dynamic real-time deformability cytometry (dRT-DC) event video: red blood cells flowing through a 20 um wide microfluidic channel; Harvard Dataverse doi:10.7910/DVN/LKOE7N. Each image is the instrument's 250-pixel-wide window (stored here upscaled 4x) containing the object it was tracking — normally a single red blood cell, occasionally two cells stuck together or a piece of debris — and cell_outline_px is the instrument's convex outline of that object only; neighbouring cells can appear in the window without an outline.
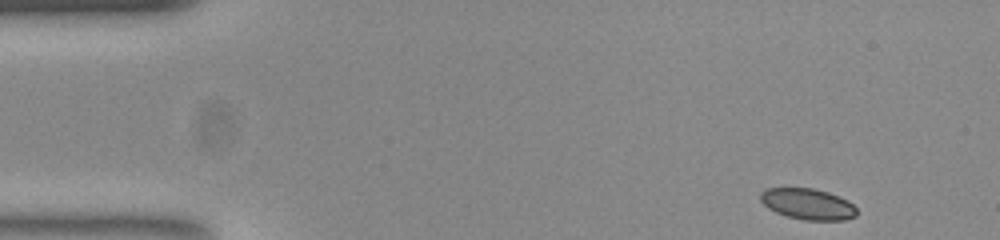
{"species": "common noctule bat (a hibernating species)", "species_latin": "Nyctalus noctula", "temperature_condition": "room temperature", "stored_images_in_passage": 12, "camera_frame_rate_fps": 3000, "um_per_image_px": 0.085, "animal": {"sex": "female", "body_mass_g": 23.0, "forearm_length_mm": 53.4}, "frame": {"image": 1, "passage_image": 1, "time_ms": 0.0, "image_size_px": [1000, 240], "cell_outline_px": [[856, 216], [844, 220], [804, 220], [788, 216], [776, 212], [768, 208], [760, 200], [760, 192], [764, 188], [812, 188], [828, 192], [848, 200], [856, 208]], "centroid_in_image_um": [68.65, 17.33], "position_along_channel_um": 16.4, "area_um2": 17.4}}
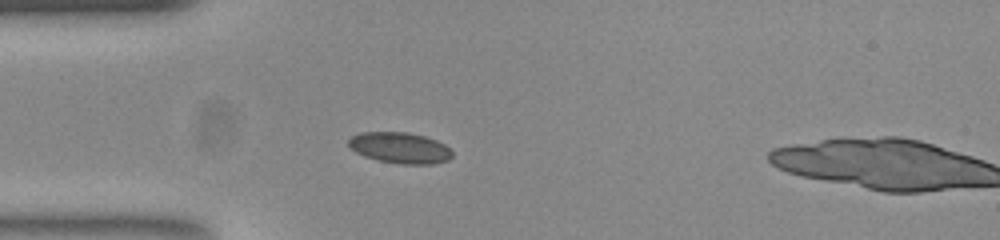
{"frame": {"image": 2, "passage_image": 11, "time_ms": 3.333, "image_size_px": [1000, 240], "cell_outline_px": [[452, 156], [448, 160], [432, 164], [404, 164], [380, 160], [364, 156], [356, 152], [348, 144], [348, 140], [352, 136], [360, 132], [408, 132], [424, 136], [436, 140], [444, 144], [452, 152]], "centroid_in_image_um": [34.0, 12.55], "position_along_channel_um": 51.0, "area_um2": 18.55}}